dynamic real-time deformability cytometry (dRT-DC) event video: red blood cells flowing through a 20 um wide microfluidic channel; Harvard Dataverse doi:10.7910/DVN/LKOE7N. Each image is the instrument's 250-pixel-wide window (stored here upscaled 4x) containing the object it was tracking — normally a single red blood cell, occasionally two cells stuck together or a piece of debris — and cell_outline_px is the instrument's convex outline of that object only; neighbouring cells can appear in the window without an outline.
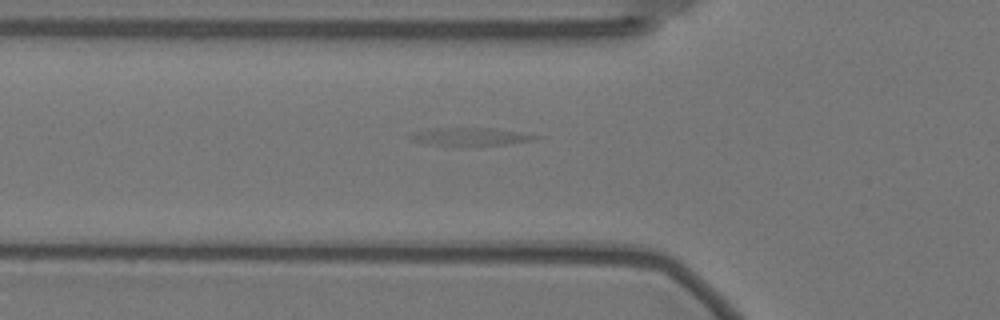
{"species": "Egyptian fruit bat (a non-hibernating species)", "species_latin": "Rousettus aegyptiacus", "temperature_condition": "warm", "stored_images_in_passage": 39, "camera_frame_rate_fps": 3000, "um_per_image_px": 0.085, "animal": {"sex": "female"}, "frame": {"image": 1, "passage_image": 6, "time_ms": 1.667, "image_size_px": [1000, 320], "cell_outline_px": [[544, 136], [532, 140], [504, 144], [460, 148], [424, 144], [412, 140], [408, 136], [408, 132], [428, 128], [492, 128]], "centroid_in_image_um": [39.82, 11.64], "position_along_channel_um": 86.0, "area_um2": 13.81}}
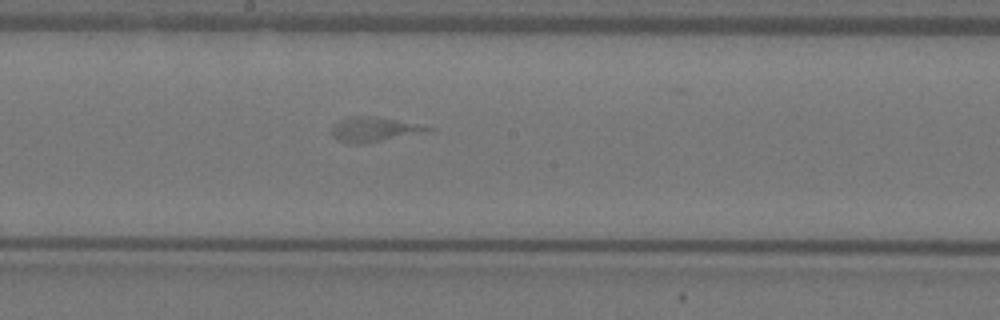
{"frame": {"image": 2, "passage_image": 17, "time_ms": 5.333, "image_size_px": [1000, 320], "cell_outline_px": [[436, 128], [432, 132], [356, 144], [348, 144], [336, 140], [332, 136], [332, 124], [340, 120], [356, 116], [376, 116]], "centroid_in_image_um": [31.8, 11.01], "position_along_channel_um": 216.4, "area_um2": 13.81}}
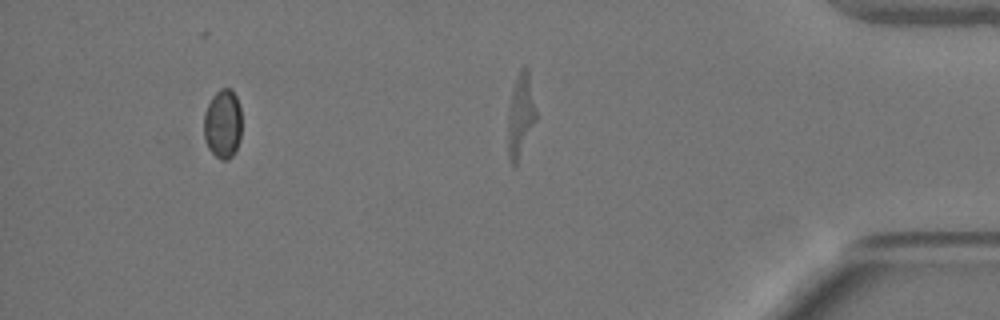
{"frame": {"image": 3, "passage_image": 34, "time_ms": 11.0, "image_size_px": [1000, 320], "cell_outline_px": [[240, 140], [232, 156], [228, 160], [220, 160], [208, 148], [204, 140], [204, 112], [212, 96], [220, 88], [232, 88], [236, 96], [240, 108]], "centroid_in_image_um": [18.92, 10.52], "position_along_channel_um": 416.3, "area_um2": 15.32}}